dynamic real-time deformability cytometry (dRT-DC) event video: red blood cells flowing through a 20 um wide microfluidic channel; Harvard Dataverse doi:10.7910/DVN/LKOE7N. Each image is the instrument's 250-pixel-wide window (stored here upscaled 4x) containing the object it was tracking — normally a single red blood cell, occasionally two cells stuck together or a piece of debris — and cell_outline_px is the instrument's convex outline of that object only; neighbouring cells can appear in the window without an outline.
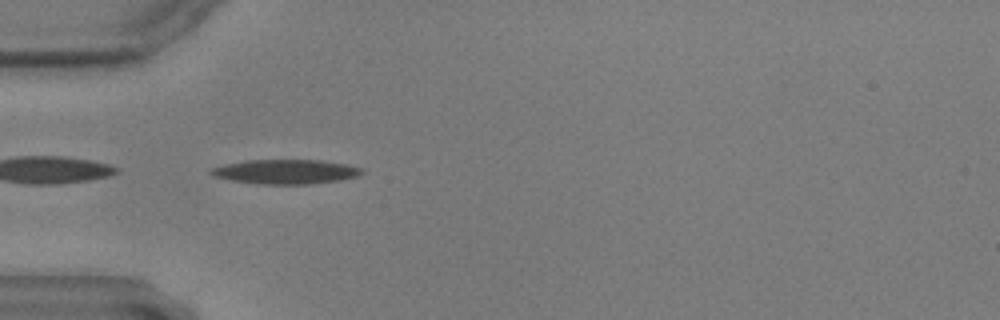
{"species": "common noctule bat (a hibernating species)", "species_latin": "Nyctalus noctula", "temperature_condition": "warm", "stored_images_in_passage": 37, "camera_frame_rate_fps": 3000, "um_per_image_px": 0.085, "animal": {"sex": "male", "body_mass_g": 17.9, "forearm_length_mm": 54.2}, "frame": {"image": 1, "passage_image": 1, "time_ms": 0.0, "image_size_px": [1000, 320], "cell_outline_px": [[364, 172], [356, 176], [340, 180], [312, 184], [256, 184], [232, 180], [212, 176], [208, 172], [208, 168], [224, 164], [244, 160], [320, 160], [348, 164], [364, 168]], "centroid_in_image_um": [24.25, 14.59], "position_along_channel_um": 60.8, "area_um2": 21.79}}
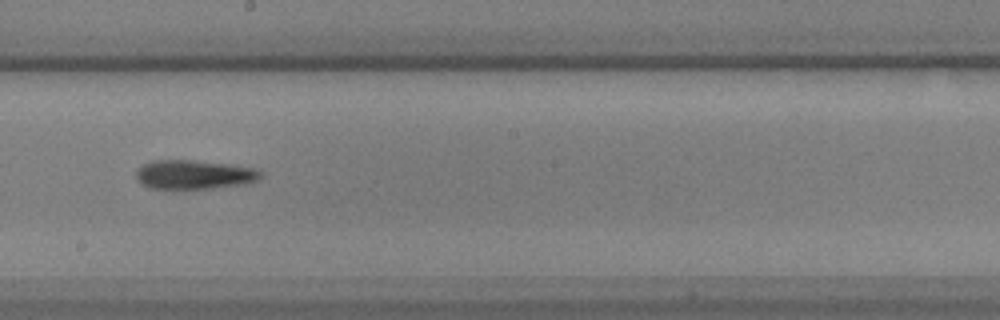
{"frame": {"image": 2, "passage_image": 16, "time_ms": 5.0, "image_size_px": [1000, 320], "cell_outline_px": [[264, 176], [260, 180], [248, 184], [212, 188], [148, 188], [140, 184], [136, 180], [136, 172], [144, 164], [152, 160], [192, 160], [232, 164], [260, 168], [264, 172]], "centroid_in_image_um": [16.61, 14.83], "position_along_channel_um": 231.6, "area_um2": 21.62}}